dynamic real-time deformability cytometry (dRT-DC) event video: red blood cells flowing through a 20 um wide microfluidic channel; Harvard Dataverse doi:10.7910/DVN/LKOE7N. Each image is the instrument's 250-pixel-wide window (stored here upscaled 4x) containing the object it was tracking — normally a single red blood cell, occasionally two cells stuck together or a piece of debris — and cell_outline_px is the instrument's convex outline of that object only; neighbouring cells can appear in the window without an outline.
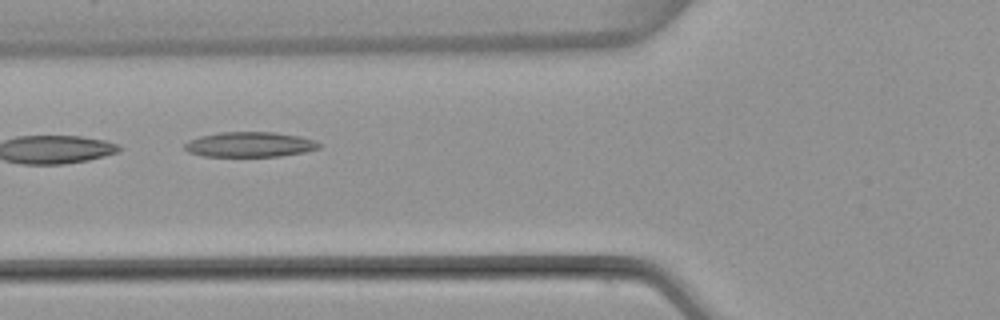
{"species": "common noctule bat (a hibernating species)", "species_latin": "Nyctalus noctula", "temperature_condition": "warm", "stored_images_in_passage": 6, "camera_frame_rate_fps": 3000, "um_per_image_px": 0.085, "animal": {"sex": "female", "body_mass_g": 22.7, "forearm_length_mm": 54.2}, "frame": {"image": 1, "passage_image": 3, "time_ms": 2.667, "image_size_px": [1000, 320], "cell_outline_px": [[324, 144], [320, 148], [304, 152], [280, 156], [204, 156], [188, 152], [184, 148], [184, 144], [188, 140], [200, 136], [220, 132], [276, 132], [300, 136], [316, 140]], "centroid_in_image_um": [21.27, 12.27], "position_along_channel_um": 104.5, "area_um2": 19.83}}
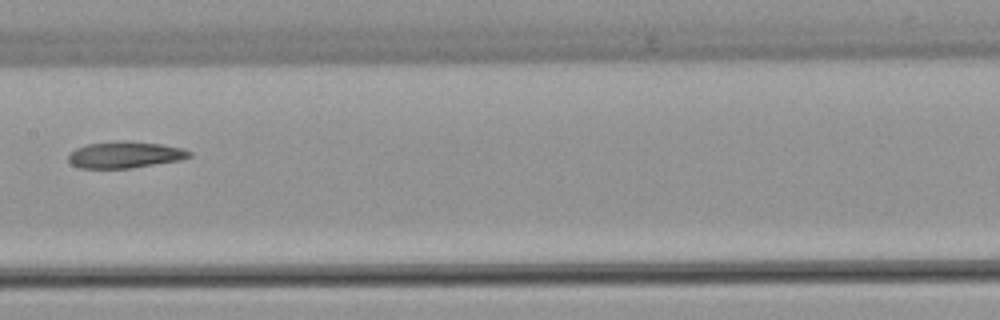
{"frame": {"image": 2, "passage_image": 5, "time_ms": 5.0, "image_size_px": [1000, 320], "cell_outline_px": [[192, 156], [180, 160], [132, 168], [80, 168], [72, 164], [68, 160], [68, 156], [76, 148], [88, 144], [116, 140], [124, 140], [160, 144], [184, 148], [192, 152]], "centroid_in_image_um": [10.65, 13.15], "position_along_channel_um": 196.7, "area_um2": 18.79}}
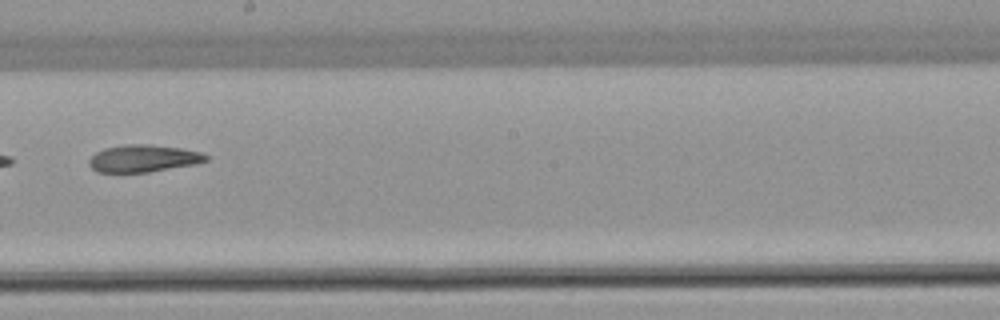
{"frame": {"image": 3, "passage_image": 6, "time_ms": 6.0, "image_size_px": [1000, 320], "cell_outline_px": [[208, 160], [196, 164], [148, 172], [96, 172], [88, 164], [88, 160], [96, 152], [104, 148], [128, 144], [148, 144], [180, 148], [200, 152], [208, 156]], "centroid_in_image_um": [12.17, 13.47], "position_along_channel_um": 236.0, "area_um2": 18.5}}